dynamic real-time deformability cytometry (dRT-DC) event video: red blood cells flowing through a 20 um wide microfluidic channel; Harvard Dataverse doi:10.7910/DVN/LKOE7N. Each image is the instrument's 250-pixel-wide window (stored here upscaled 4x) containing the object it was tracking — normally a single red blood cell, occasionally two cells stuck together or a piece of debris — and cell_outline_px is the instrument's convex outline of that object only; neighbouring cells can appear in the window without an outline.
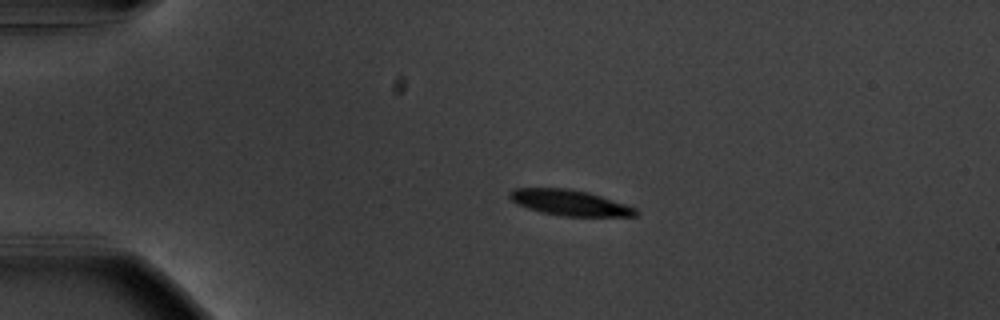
{"species": "common noctule bat (a hibernating species)", "species_latin": "Nyctalus noctula", "temperature_condition": "warm", "stored_images_in_passage": 44, "camera_frame_rate_fps": 3000, "um_per_image_px": 0.085, "animal": {"sex": "male", "body_mass_g": 20.1, "forearm_length_mm": 53.5}, "frame": {"image": 1, "passage_image": 1, "time_ms": 0.0, "image_size_px": [1000, 320], "cell_outline_px": [[640, 212], [636, 216], [560, 216], [540, 212], [516, 204], [508, 196], [508, 192], [512, 188], [568, 188], [588, 192], [636, 208]], "centroid_in_image_um": [48.38, 17.23], "position_along_channel_um": 36.6, "area_um2": 18.9}}
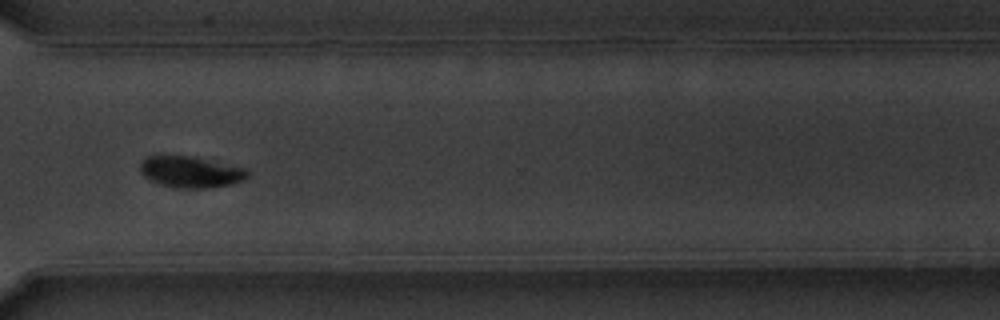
{"frame": {"image": 2, "passage_image": 31, "time_ms": 10.0, "image_size_px": [1000, 320], "cell_outline_px": [[248, 176], [244, 180], [232, 184], [212, 188], [192, 188], [160, 184], [148, 180], [140, 172], [140, 164], [148, 156], [164, 152], [192, 156], [248, 168]], "centroid_in_image_um": [16.19, 14.56], "position_along_channel_um": 354.4, "area_um2": 20.17}}
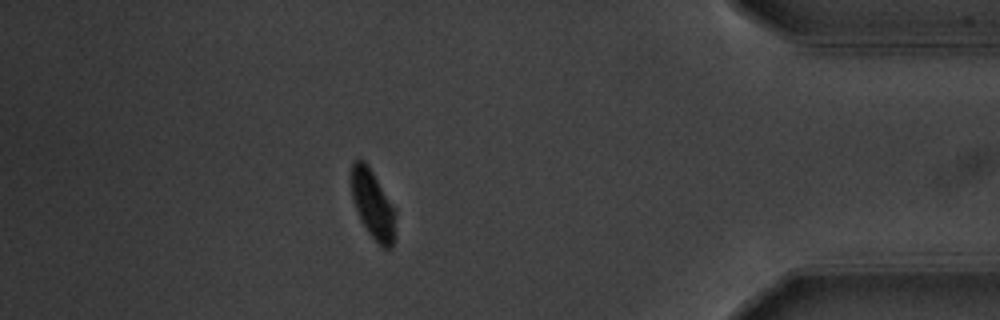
{"frame": {"image": 3, "passage_image": 38, "time_ms": 12.333, "image_size_px": [1000, 320], "cell_outline_px": [[396, 236], [392, 248], [384, 248], [368, 232], [356, 208], [352, 196], [352, 164], [356, 160], [364, 160], [368, 164], [396, 208]], "centroid_in_image_um": [31.76, 17.39], "position_along_channel_um": 403.4, "area_um2": 17.74}, "authors_computed_cell_mechanics": {"area_um2": 19.7676, "velocity_mm_per_s": 3.6408, "shape_relaxation_time_tau1_ms": 2.6816, "shape_relaxation_time_tau2_ms": null, "deformation_change_tau1": 0.1711, "deformation_change_tau2": null}}